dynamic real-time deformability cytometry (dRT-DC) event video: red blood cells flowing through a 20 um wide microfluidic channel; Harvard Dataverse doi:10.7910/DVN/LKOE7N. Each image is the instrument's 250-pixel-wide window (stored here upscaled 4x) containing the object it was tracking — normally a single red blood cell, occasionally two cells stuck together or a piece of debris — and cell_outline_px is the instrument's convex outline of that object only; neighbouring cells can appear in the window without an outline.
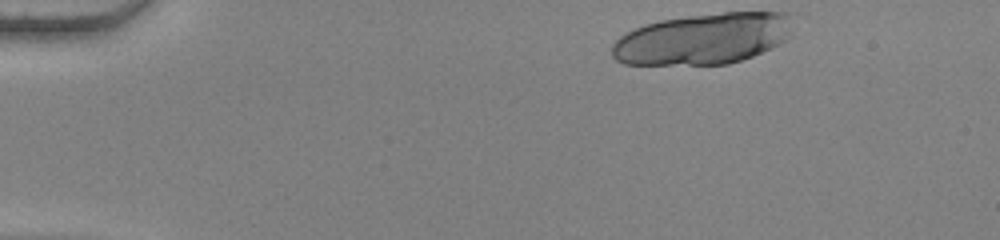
{"species": "human", "species_latin": "Homo sapiens", "temperature_condition": "warm", "stored_images_in_passage": 14, "camera_frame_rate_fps": 3000, "um_per_image_px": 0.085, "donor": {"sex": "female"}, "frame": {"image": 1, "passage_image": 1, "time_ms": 0.0, "image_size_px": [1000, 240], "cell_outline_px": [[788, 32], [784, 40], [780, 44], [772, 48], [752, 56], [728, 64], [624, 64], [616, 60], [612, 56], [612, 44], [620, 36], [644, 24], [660, 20], [688, 16], [724, 12], [788, 12]], "centroid_in_image_um": [59.7, 3.3], "position_along_channel_um": 25.3, "area_um2": 53.29}}